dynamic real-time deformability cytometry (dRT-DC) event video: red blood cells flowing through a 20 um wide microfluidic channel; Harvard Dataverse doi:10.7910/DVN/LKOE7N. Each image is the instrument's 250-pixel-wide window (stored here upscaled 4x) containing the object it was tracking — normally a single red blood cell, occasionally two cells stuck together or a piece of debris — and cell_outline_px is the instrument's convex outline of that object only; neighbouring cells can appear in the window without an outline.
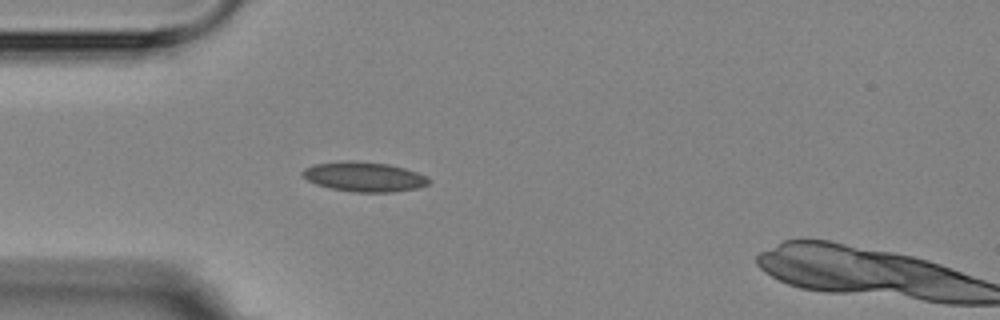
{"species": "Egyptian fruit bat (a non-hibernating species)", "species_latin": "Rousettus aegyptiacus", "temperature_condition": "room temperature", "stored_images_in_passage": 4, "camera_frame_rate_fps": 3000, "um_per_image_px": 0.085, "animal": {"sex": "female"}, "frame": {"image": 1, "passage_image": 4, "time_ms": 3.333, "image_size_px": [1000, 320], "cell_outline_px": [[432, 180], [428, 184], [416, 188], [392, 192], [356, 192], [332, 188], [316, 184], [308, 180], [300, 172], [304, 168], [312, 164], [344, 160], [356, 160], [388, 164], [404, 168], [428, 176]], "centroid_in_image_um": [30.94, 15.0], "position_along_channel_um": 54.1, "area_um2": 21.96}}